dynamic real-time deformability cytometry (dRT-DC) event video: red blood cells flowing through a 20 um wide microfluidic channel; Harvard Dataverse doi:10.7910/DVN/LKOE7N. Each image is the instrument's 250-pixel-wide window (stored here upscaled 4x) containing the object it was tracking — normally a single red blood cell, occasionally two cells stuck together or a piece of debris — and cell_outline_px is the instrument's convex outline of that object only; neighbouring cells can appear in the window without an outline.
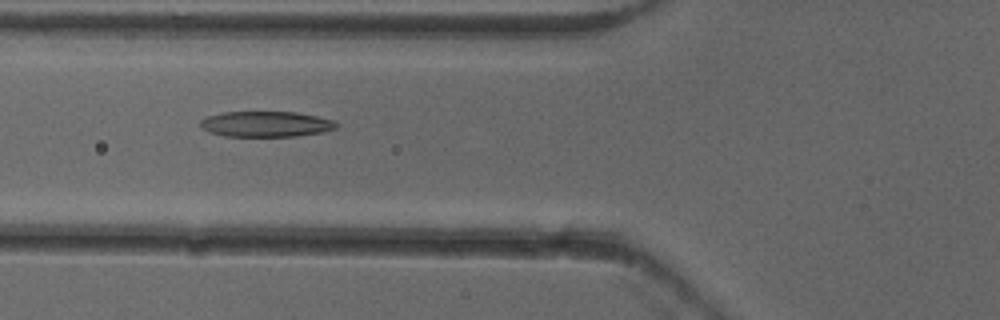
{"species": "common noctule bat (a hibernating species)", "species_latin": "Nyctalus noctula", "temperature_condition": "cold", "stored_images_in_passage": 52, "camera_frame_rate_fps": 3000, "um_per_image_px": 0.085, "animal": {"sex": "female"}, "frame": {"image": 1, "passage_image": 20, "time_ms": 6.333, "image_size_px": [1000, 320], "cell_outline_px": [[340, 124], [336, 128], [324, 132], [296, 136], [224, 136], [208, 132], [200, 124], [200, 120], [208, 116], [224, 112], [296, 112], [316, 116], [332, 120]], "centroid_in_image_um": [22.63, 10.55], "position_along_channel_um": 103.2, "area_um2": 20.23}}
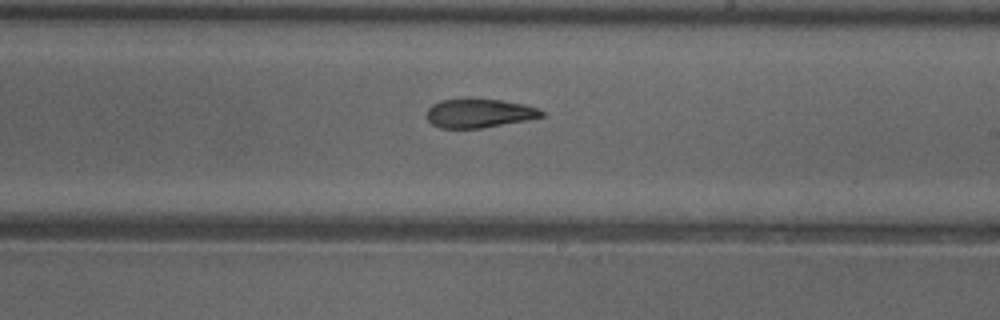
{"frame": {"image": 2, "passage_image": 31, "time_ms": 10.0, "image_size_px": [1000, 320], "cell_outline_px": [[544, 116], [528, 120], [480, 128], [440, 128], [432, 124], [428, 120], [428, 108], [432, 104], [440, 100], [464, 96], [500, 100], [524, 104], [540, 108], [544, 112]], "centroid_in_image_um": [40.72, 9.58], "position_along_channel_um": 248.3, "area_um2": 19.88}}
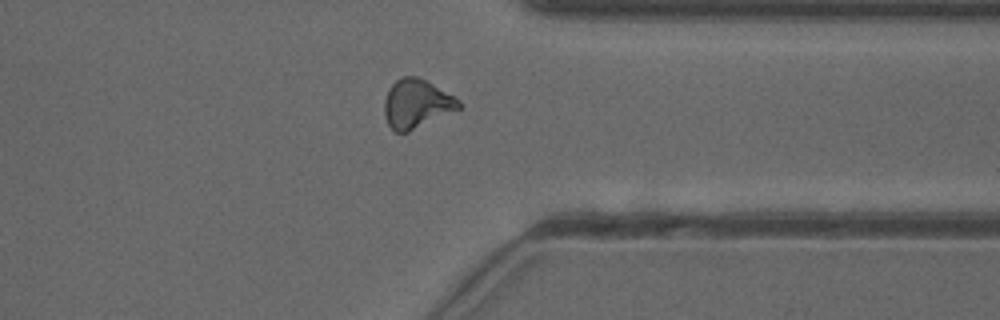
{"frame": {"image": 3, "passage_image": 41, "time_ms": 13.333, "image_size_px": [1000, 320], "cell_outline_px": [[464, 108], [408, 132], [396, 132], [388, 124], [384, 116], [384, 100], [392, 84], [400, 76], [416, 76], [432, 84], [460, 100], [464, 104]], "centroid_in_image_um": [35.44, 8.84], "position_along_channel_um": 376.0, "area_um2": 21.33}, "authors_computed_cell_mechanics": {"area_um2": 20.6635, "velocity_mm_per_s": 3.9449, "shape_relaxation_time_tau1_ms": 10.0519, "shape_relaxation_time_tau2_ms": 4.0082, "deformation_change_tau1": 0.2531, "deformation_change_tau2": 0.1172}}